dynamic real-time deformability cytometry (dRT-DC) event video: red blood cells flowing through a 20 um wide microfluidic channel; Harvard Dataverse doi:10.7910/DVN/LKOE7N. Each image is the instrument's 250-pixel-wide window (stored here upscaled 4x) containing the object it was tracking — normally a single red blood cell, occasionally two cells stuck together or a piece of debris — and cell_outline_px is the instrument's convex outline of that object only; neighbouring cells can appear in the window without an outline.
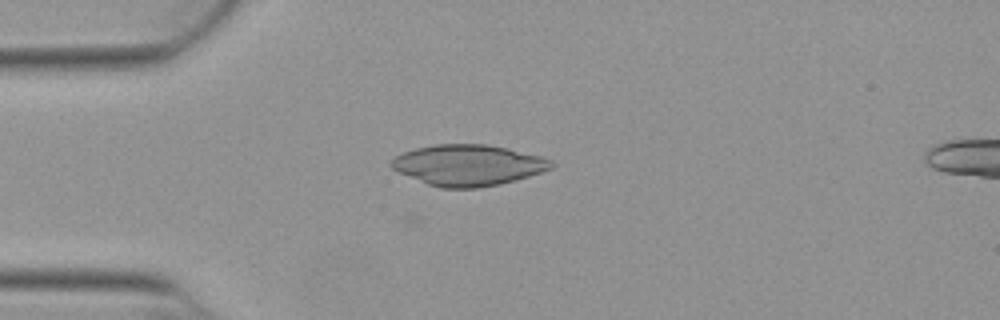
{"species": "Egyptian fruit bat (a non-hibernating species)", "species_latin": "Rousettus aegyptiacus", "temperature_condition": "warm", "stored_images_in_passage": 40, "camera_frame_rate_fps": 3000, "um_per_image_px": 0.085, "animal": {"sex": "female"}, "frame": {"image": 1, "passage_image": 2, "time_ms": 0.333, "image_size_px": [1000, 320], "cell_outline_px": [[556, 164], [552, 168], [516, 180], [500, 184], [476, 188], [440, 188], [428, 184], [400, 172], [392, 168], [388, 164], [396, 156], [404, 152], [416, 148], [436, 144], [484, 144], [508, 148], [540, 156], [552, 160]], "centroid_in_image_um": [39.81, 14.03], "position_along_channel_um": 45.2, "area_um2": 37.97}}
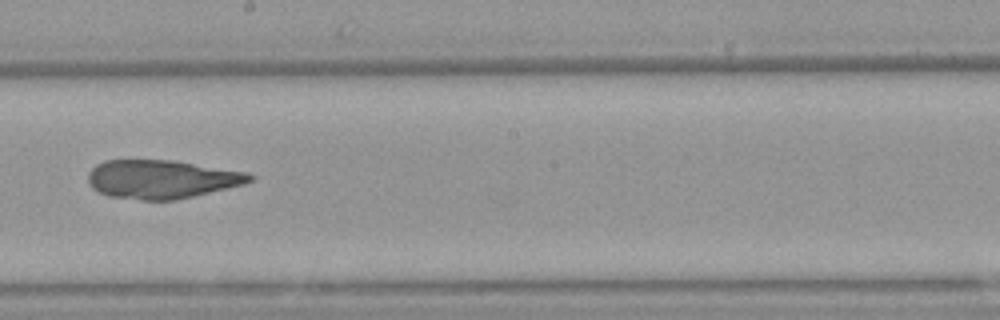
{"frame": {"image": 2, "passage_image": 18, "time_ms": 5.667, "image_size_px": [1000, 320], "cell_outline_px": [[256, 176], [252, 180], [244, 184], [176, 200], [140, 200], [108, 196], [92, 188], [88, 184], [88, 172], [96, 164], [104, 160], [172, 160], [248, 172]], "centroid_in_image_um": [13.72, 15.23], "position_along_channel_um": 234.5, "area_um2": 36.47}}
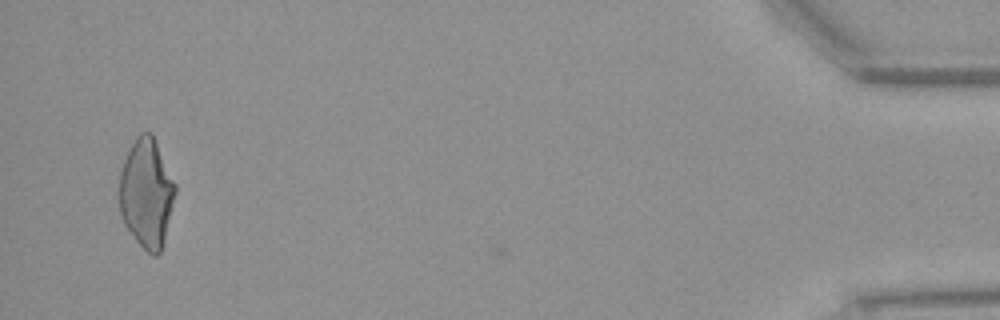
{"frame": {"image": 3, "passage_image": 39, "time_ms": 12.667, "image_size_px": [1000, 320], "cell_outline_px": [[176, 192], [160, 252], [156, 256], [152, 256], [136, 240], [124, 224], [120, 212], [116, 192], [120, 172], [124, 160], [136, 136], [140, 132], [152, 132], [176, 184]], "centroid_in_image_um": [12.42, 16.38], "position_along_channel_um": 422.8, "area_um2": 35.72}}